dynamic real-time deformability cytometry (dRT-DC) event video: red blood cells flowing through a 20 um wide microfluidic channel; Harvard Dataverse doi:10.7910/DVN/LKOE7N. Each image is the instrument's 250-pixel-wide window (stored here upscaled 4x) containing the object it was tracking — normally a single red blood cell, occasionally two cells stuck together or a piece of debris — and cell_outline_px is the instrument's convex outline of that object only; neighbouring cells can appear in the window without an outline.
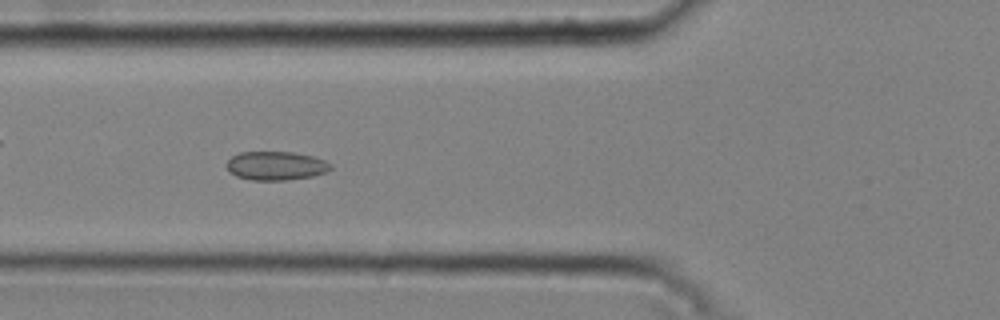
{"species": "common noctule bat (a hibernating species)", "species_latin": "Nyctalus noctula", "temperature_condition": "cold", "stored_images_in_passage": 47, "camera_frame_rate_fps": 3000, "um_per_image_px": 0.085, "animal": {"sex": "male", "body_mass_g": 20.4}, "frame": {"image": 1, "passage_image": 15, "time_ms": 4.667, "image_size_px": [1000, 320], "cell_outline_px": [[332, 168], [328, 172], [312, 176], [284, 180], [252, 180], [236, 176], [228, 172], [224, 164], [232, 156], [240, 152], [292, 152], [312, 156], [324, 160], [332, 164]], "centroid_in_image_um": [23.43, 14.09], "position_along_channel_um": 102.4, "area_um2": 17.57}}
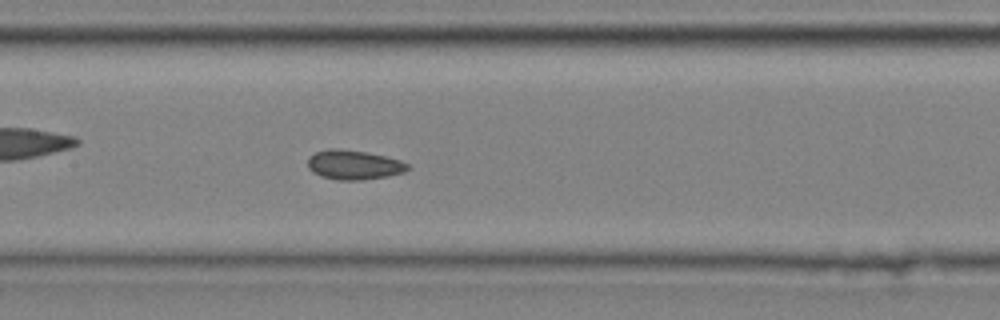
{"frame": {"image": 2, "passage_image": 21, "time_ms": 6.667, "image_size_px": [1000, 320], "cell_outline_px": [[412, 168], [404, 172], [388, 176], [360, 180], [336, 180], [320, 176], [312, 172], [308, 168], [308, 156], [316, 152], [328, 148], [340, 148], [368, 152], [400, 160], [408, 164]], "centroid_in_image_um": [30.06, 14.0], "position_along_channel_um": 177.3, "area_um2": 17.4}}
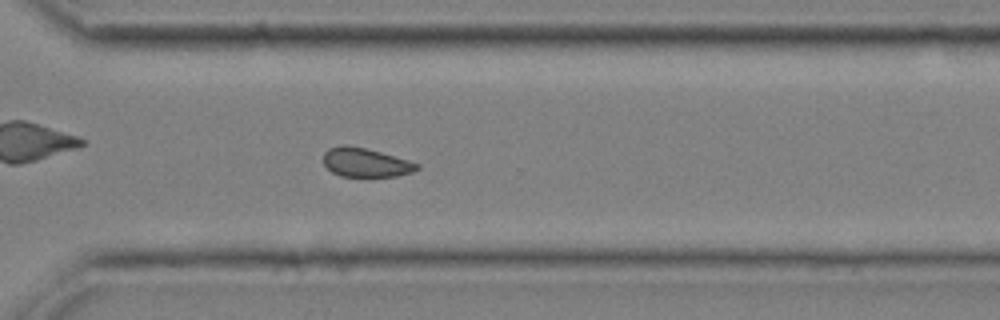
{"frame": {"image": 3, "passage_image": 34, "time_ms": 11.0, "image_size_px": [1000, 320], "cell_outline_px": [[420, 168], [412, 172], [396, 176], [340, 176], [332, 172], [324, 164], [324, 152], [328, 148], [340, 144], [348, 144], [380, 152], [408, 160], [420, 164]], "centroid_in_image_um": [31.06, 13.8], "position_along_channel_um": 339.5, "area_um2": 15.78}, "authors_computed_cell_mechanics": {"area_um2": 16.9932, "velocity_mm_per_s": 3.7353, "shape_relaxation_time_tau1_ms": null, "shape_relaxation_time_tau2_ms": 3.9472, "deformation_change_tau1": null, "deformation_change_tau2": 0.0712}}